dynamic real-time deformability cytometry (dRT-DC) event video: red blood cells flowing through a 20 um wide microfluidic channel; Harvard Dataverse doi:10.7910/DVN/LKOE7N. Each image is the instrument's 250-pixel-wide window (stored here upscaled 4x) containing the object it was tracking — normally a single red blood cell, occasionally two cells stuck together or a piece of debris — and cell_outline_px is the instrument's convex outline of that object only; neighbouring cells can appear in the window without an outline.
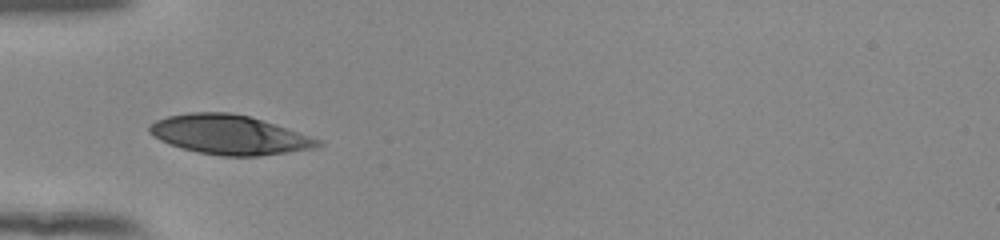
{"species": "human", "species_latin": "Homo sapiens", "temperature_condition": "room temperature", "stored_images_in_passage": 46, "camera_frame_rate_fps": 3000, "um_per_image_px": 0.085, "donor": {"sex": "female"}, "frame": {"image": 1, "passage_image": 11, "time_ms": 3.333, "image_size_px": [1000, 240], "cell_outline_px": [[324, 144], [316, 148], [288, 152], [256, 156], [220, 156], [180, 148], [160, 140], [152, 136], [148, 132], [148, 128], [156, 120], [168, 116], [188, 112], [228, 112], [248, 116], [320, 140]], "centroid_in_image_um": [19.43, 11.46], "position_along_channel_um": 65.6, "area_um2": 38.15}}
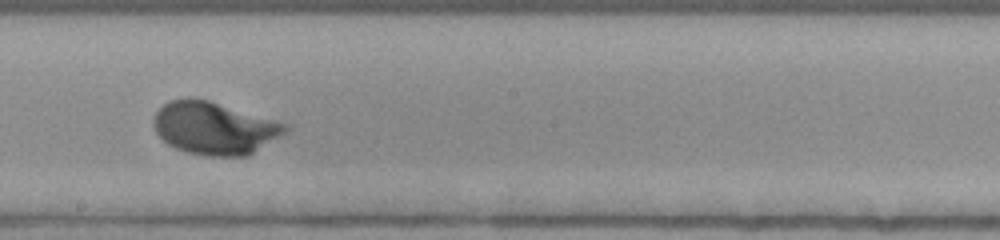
{"frame": {"image": 2, "passage_image": 24, "time_ms": 7.667, "image_size_px": [1000, 240], "cell_outline_px": [[288, 132], [248, 156], [204, 156], [188, 152], [176, 148], [168, 144], [156, 132], [152, 124], [152, 120], [156, 112], [168, 100], [188, 96], [208, 100], [288, 124]], "centroid_in_image_um": [18.21, 10.88], "position_along_channel_um": 230.0, "area_um2": 40.52}}
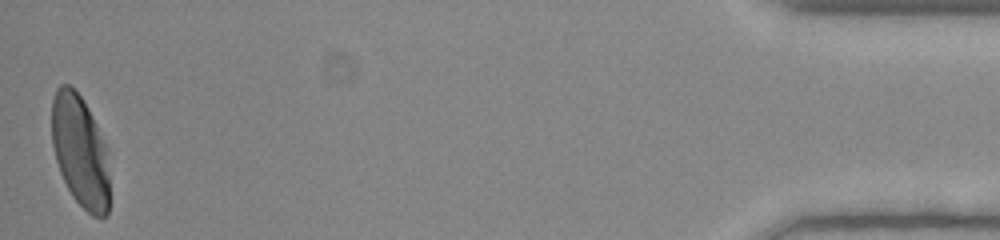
{"frame": {"image": 3, "passage_image": 46, "time_ms": 15.0, "image_size_px": [1000, 240], "cell_outline_px": [[108, 216], [92, 216], [72, 196], [60, 172], [56, 160], [52, 144], [52, 100], [56, 88], [60, 84], [68, 84], [80, 96], [88, 108], [96, 124], [104, 144], [108, 176]], "centroid_in_image_um": [6.78, 12.84], "position_along_channel_um": 428.4, "area_um2": 37.05}, "authors_computed_cell_mechanics": {"area_um2": 38.726, "velocity_mm_per_s": 3.8529, "shape_relaxation_time_tau1_ms": 2.7946, "shape_relaxation_time_tau2_ms": null, "deformation_change_tau1": 0.1817, "deformation_change_tau2": null}}